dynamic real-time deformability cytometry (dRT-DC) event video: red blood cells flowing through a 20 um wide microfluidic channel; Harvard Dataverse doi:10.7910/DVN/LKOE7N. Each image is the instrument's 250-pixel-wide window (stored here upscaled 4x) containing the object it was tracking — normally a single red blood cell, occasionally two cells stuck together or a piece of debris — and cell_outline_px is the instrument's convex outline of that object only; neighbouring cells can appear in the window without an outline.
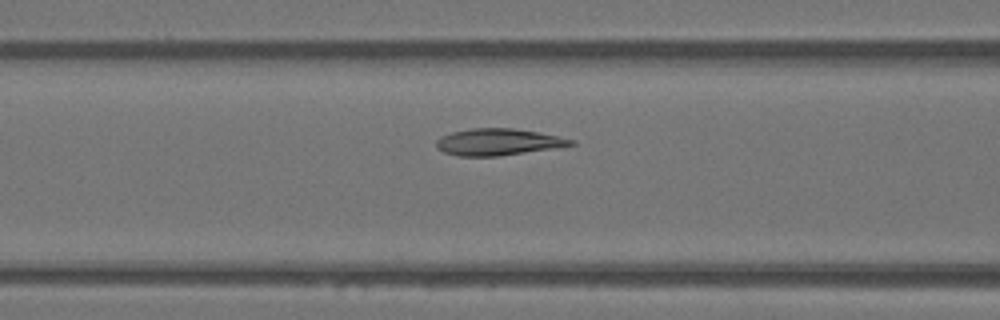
{"species": "Egyptian fruit bat (a non-hibernating species)", "species_latin": "Rousettus aegyptiacus", "temperature_condition": "warm", "stored_images_in_passage": 48, "camera_frame_rate_fps": 3000, "um_per_image_px": 0.085, "animal": {"sex": "female"}, "frame": {"image": 1, "passage_image": 18, "time_ms": 5.667, "image_size_px": [1000, 320], "cell_outline_px": [[576, 144], [564, 148], [496, 156], [460, 156], [444, 152], [436, 148], [436, 140], [440, 136], [452, 132], [472, 128], [512, 128], [536, 132], [576, 140]], "centroid_in_image_um": [42.39, 12.08], "position_along_channel_um": 124.2, "area_um2": 21.15}}
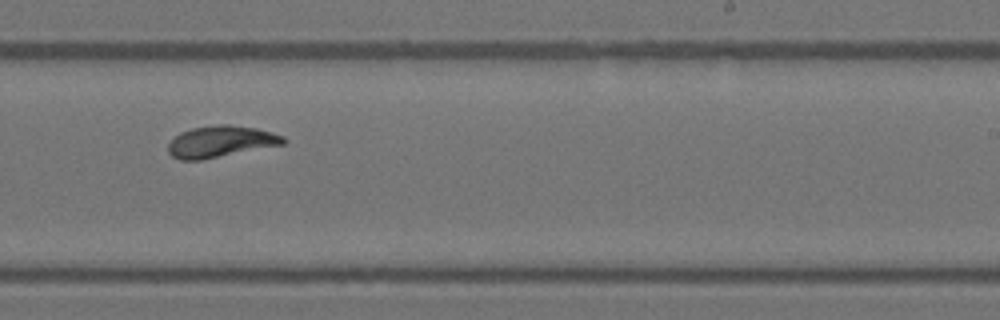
{"frame": {"image": 2, "passage_image": 29, "time_ms": 9.333, "image_size_px": [1000, 320], "cell_outline_px": [[288, 140], [284, 144], [200, 160], [180, 160], [172, 156], [168, 152], [168, 144], [180, 132], [192, 128], [216, 124], [228, 124], [256, 128], [272, 132], [284, 136]], "centroid_in_image_um": [18.77, 12.02], "position_along_channel_um": 270.2, "area_um2": 21.1}}
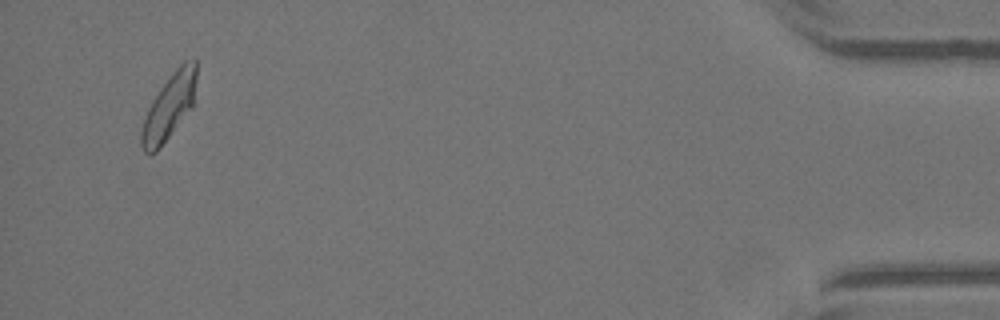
{"frame": {"image": 3, "passage_image": 46, "time_ms": 15.0, "image_size_px": [1000, 320], "cell_outline_px": [[196, 80], [192, 104], [160, 148], [156, 152], [148, 156], [144, 152], [140, 144], [140, 132], [148, 108], [152, 100], [160, 88], [176, 68], [184, 60], [196, 60]], "centroid_in_image_um": [14.33, 9.09], "position_along_channel_um": 420.9, "area_um2": 20.46}, "authors_computed_cell_mechanics": {"area_um2": 21.2704, "velocity_mm_per_s": 4.0045, "shape_relaxation_time_tau1_ms": null, "shape_relaxation_time_tau2_ms": 1.1678, "deformation_change_tau1": null, "deformation_change_tau2": 0.0498}}